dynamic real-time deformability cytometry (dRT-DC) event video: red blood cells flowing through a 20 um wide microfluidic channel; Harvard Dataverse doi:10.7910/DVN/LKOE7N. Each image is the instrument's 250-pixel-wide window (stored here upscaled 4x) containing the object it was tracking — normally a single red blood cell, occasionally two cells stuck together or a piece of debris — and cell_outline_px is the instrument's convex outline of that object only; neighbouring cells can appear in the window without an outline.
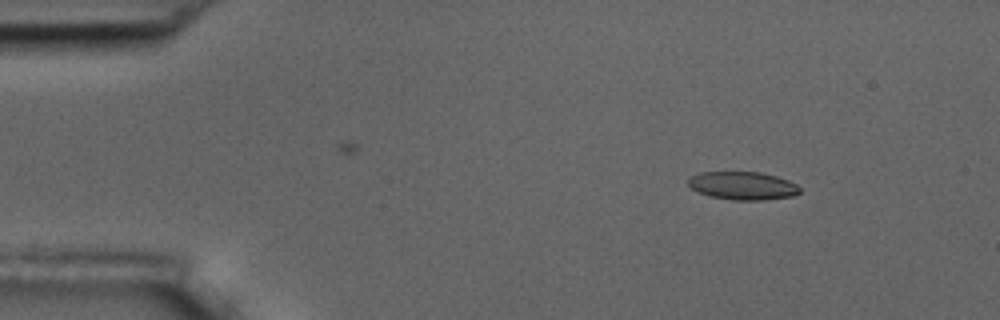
{"species": "common noctule bat (a hibernating species)", "species_latin": "Nyctalus noctula", "temperature_condition": "room temperature", "stored_images_in_passage": 6, "camera_frame_rate_fps": 3000, "um_per_image_px": 0.085, "animal": {"sex": "male", "body_mass_g": 17.5, "forearm_length_mm": 52.3}, "frame": {"image": 1, "passage_image": 2, "time_ms": 1.333, "image_size_px": [1000, 320], "cell_outline_px": [[800, 192], [792, 196], [764, 200], [732, 200], [708, 196], [696, 192], [688, 184], [688, 180], [692, 176], [700, 172], [760, 172], [776, 176], [788, 180], [796, 184], [800, 188]], "centroid_in_image_um": [63.12, 15.79], "position_along_channel_um": 21.9, "area_um2": 18.32}}
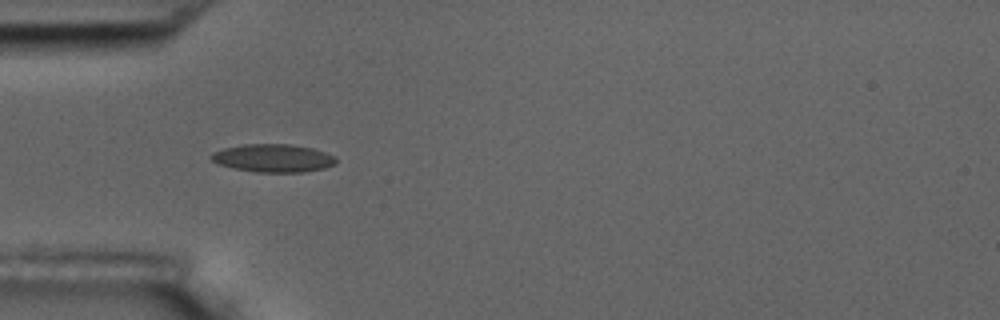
{"frame": {"image": 2, "passage_image": 5, "time_ms": 4.667, "image_size_px": [1000, 320], "cell_outline_px": [[336, 164], [324, 168], [304, 172], [256, 172], [216, 164], [208, 156], [212, 152], [224, 148], [244, 144], [288, 144], [312, 148], [336, 156]], "centroid_in_image_um": [23.2, 13.44], "position_along_channel_um": 61.8, "area_um2": 20.4}}